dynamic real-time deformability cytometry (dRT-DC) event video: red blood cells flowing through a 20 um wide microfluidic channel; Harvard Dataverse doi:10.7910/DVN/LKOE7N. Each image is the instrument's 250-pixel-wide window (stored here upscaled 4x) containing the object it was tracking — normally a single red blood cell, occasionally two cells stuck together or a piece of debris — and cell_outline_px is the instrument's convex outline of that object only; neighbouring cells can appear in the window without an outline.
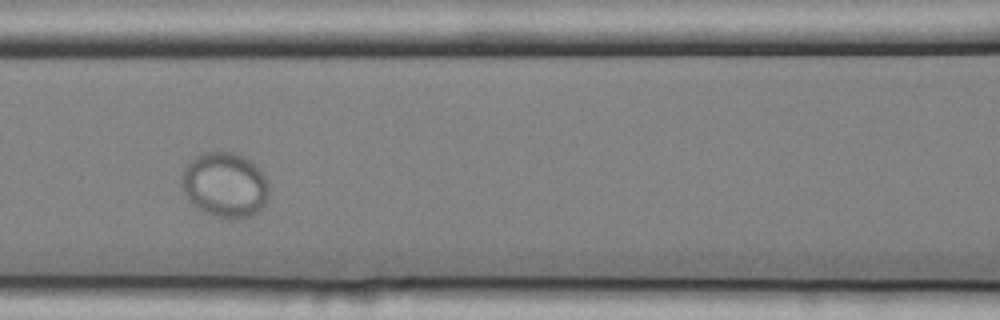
{"species": "common noctule bat (a hibernating species)", "species_latin": "Nyctalus noctula", "temperature_condition": "cold", "stored_images_in_passage": 12, "camera_frame_rate_fps": 3000, "um_per_image_px": 0.085, "animal": {"sex": "female", "body_mass_g": 25.1}, "frame": {"image": 1, "passage_image": 3, "time_ms": 0.667, "image_size_px": [1000, 320], "cell_outline_px": [[268, 200], [264, 208], [260, 212], [252, 216], [236, 220], [228, 220], [212, 216], [204, 212], [192, 204], [188, 200], [184, 192], [180, 180], [184, 168], [196, 156], [204, 152], [232, 152], [244, 156], [256, 164], [260, 168], [268, 180]], "centroid_in_image_um": [19.16, 15.76], "position_along_channel_um": 147.4, "area_um2": 33.93}}
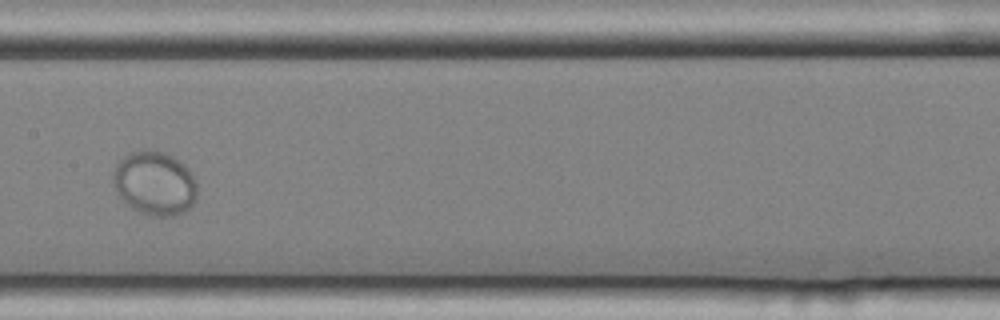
{"frame": {"image": 2, "passage_image": 4, "time_ms": 1.0, "image_size_px": [1000, 320], "cell_outline_px": [[196, 200], [184, 212], [176, 216], [148, 216], [132, 208], [116, 192], [112, 180], [112, 172], [116, 164], [128, 152], [144, 148], [164, 152], [172, 156], [184, 164], [188, 168], [196, 184]], "centroid_in_image_um": [13.12, 15.56], "position_along_channel_um": 194.3, "area_um2": 31.62}}
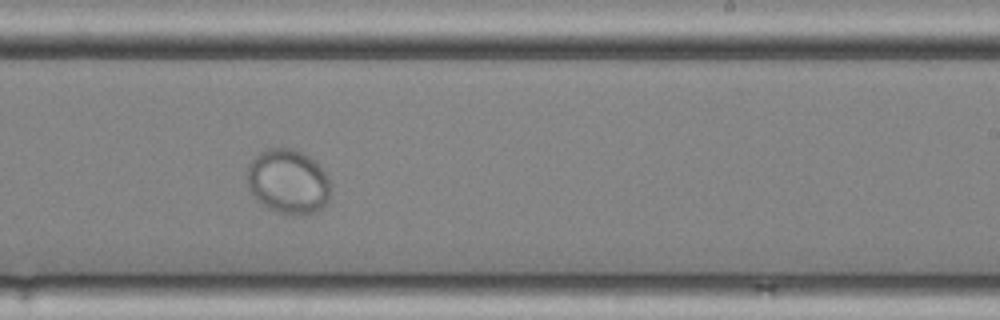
{"frame": {"image": 3, "passage_image": 6, "time_ms": 1.667, "image_size_px": [1000, 320], "cell_outline_px": [[332, 188], [328, 200], [316, 212], [300, 216], [288, 216], [264, 208], [256, 200], [248, 188], [248, 164], [260, 152], [268, 148], [296, 148], [304, 152], [324, 172]], "centroid_in_image_um": [24.47, 15.47], "position_along_channel_um": 264.5, "area_um2": 31.91}}